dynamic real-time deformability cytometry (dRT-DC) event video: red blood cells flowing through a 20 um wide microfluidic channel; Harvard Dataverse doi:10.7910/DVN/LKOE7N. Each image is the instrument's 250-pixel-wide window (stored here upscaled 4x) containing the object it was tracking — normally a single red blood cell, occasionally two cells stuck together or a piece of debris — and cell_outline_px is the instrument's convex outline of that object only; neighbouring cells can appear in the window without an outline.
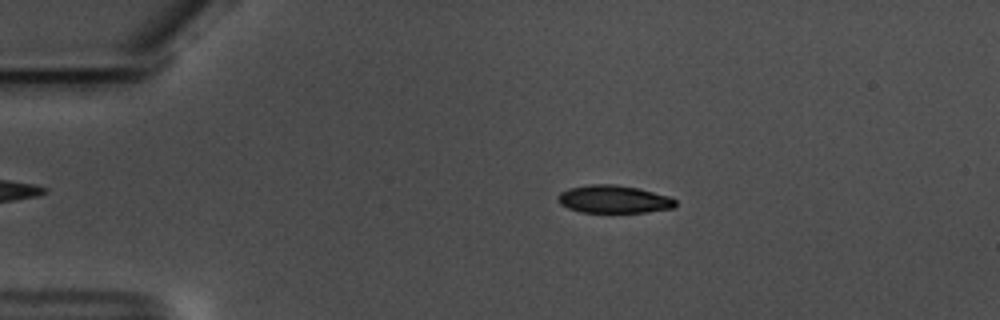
{"species": "common noctule bat (a hibernating species)", "species_latin": "Nyctalus noctula", "temperature_condition": "warm", "stored_images_in_passage": 58, "camera_frame_rate_fps": 3000, "um_per_image_px": 0.085, "animal": {"sex": "male", "body_mass_g": 17.5, "forearm_length_mm": 52.3}, "frame": {"image": 1, "passage_image": 12, "time_ms": 3.667, "image_size_px": [1000, 320], "cell_outline_px": [[676, 204], [672, 208], [648, 212], [580, 212], [568, 208], [560, 204], [556, 196], [560, 192], [568, 188], [588, 184], [616, 184], [636, 188], [668, 196], [676, 200]], "centroid_in_image_um": [52.12, 16.93], "position_along_channel_um": 32.9, "area_um2": 19.02}}
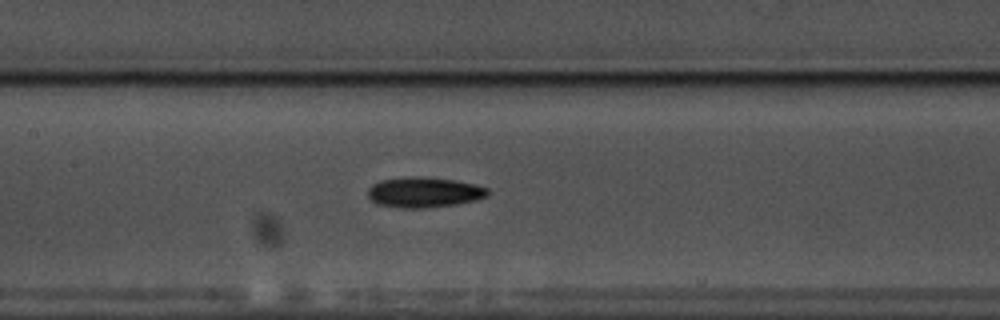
{"frame": {"image": 2, "passage_image": 28, "time_ms": 9.0, "image_size_px": [1000, 320], "cell_outline_px": [[488, 196], [476, 200], [456, 204], [424, 208], [404, 208], [376, 204], [368, 196], [368, 188], [372, 184], [380, 180], [408, 176], [420, 176], [452, 180], [472, 184], [488, 188]], "centroid_in_image_um": [36.01, 16.34], "position_along_channel_um": 171.4, "area_um2": 21.15}}
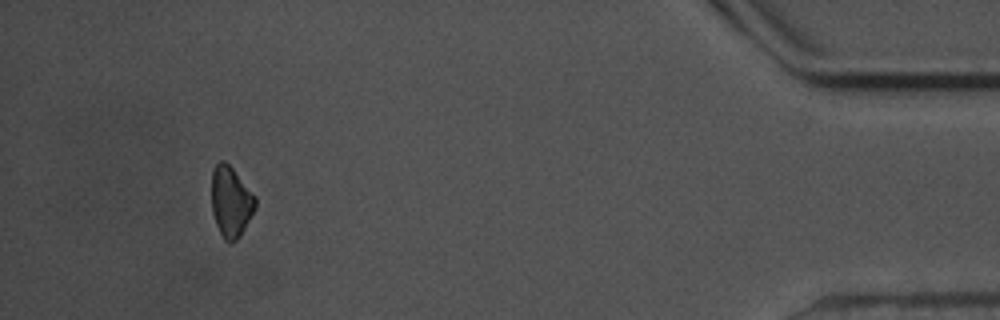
{"frame": {"image": 3, "passage_image": 54, "time_ms": 17.667, "image_size_px": [1000, 320], "cell_outline_px": [[256, 208], [240, 236], [232, 244], [228, 244], [224, 240], [216, 224], [212, 212], [212, 172], [216, 164], [220, 160], [224, 160], [232, 168], [256, 196]], "centroid_in_image_um": [19.63, 17.17], "position_along_channel_um": 415.6, "area_um2": 18.09}, "authors_computed_cell_mechanics": {"area_um2": 18.9873, "velocity_mm_per_s": 3.5577, "shape_relaxation_time_tau1_ms": 4.7664, "shape_relaxation_time_tau2_ms": null, "deformation_change_tau1": 0.1458, "deformation_change_tau2": null}}